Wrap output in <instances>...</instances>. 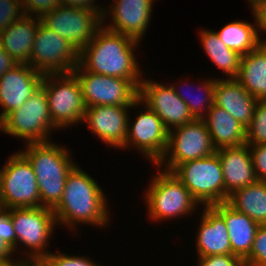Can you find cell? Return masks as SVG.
<instances>
[{
    "instance_id": "6da1fadb",
    "label": "cell",
    "mask_w": 266,
    "mask_h": 266,
    "mask_svg": "<svg viewBox=\"0 0 266 266\" xmlns=\"http://www.w3.org/2000/svg\"><path fill=\"white\" fill-rule=\"evenodd\" d=\"M139 43L102 25L79 52V65L95 74L128 79L138 89L143 70L134 52Z\"/></svg>"
},
{
    "instance_id": "7a4b0ae2",
    "label": "cell",
    "mask_w": 266,
    "mask_h": 266,
    "mask_svg": "<svg viewBox=\"0 0 266 266\" xmlns=\"http://www.w3.org/2000/svg\"><path fill=\"white\" fill-rule=\"evenodd\" d=\"M105 195L98 182L76 164L67 175L61 201L53 210L57 225L75 229L76 233L78 224L109 226L111 214Z\"/></svg>"
},
{
    "instance_id": "3957f363",
    "label": "cell",
    "mask_w": 266,
    "mask_h": 266,
    "mask_svg": "<svg viewBox=\"0 0 266 266\" xmlns=\"http://www.w3.org/2000/svg\"><path fill=\"white\" fill-rule=\"evenodd\" d=\"M20 152L31 163L40 193V207L54 210L61 201L67 175L77 164L70 150L51 141L28 143Z\"/></svg>"
},
{
    "instance_id": "277c9868",
    "label": "cell",
    "mask_w": 266,
    "mask_h": 266,
    "mask_svg": "<svg viewBox=\"0 0 266 266\" xmlns=\"http://www.w3.org/2000/svg\"><path fill=\"white\" fill-rule=\"evenodd\" d=\"M156 168H158L157 173L144 191L148 218L152 222H160L195 213V209H199L201 205L189 190L172 172L157 166Z\"/></svg>"
},
{
    "instance_id": "5b68a950",
    "label": "cell",
    "mask_w": 266,
    "mask_h": 266,
    "mask_svg": "<svg viewBox=\"0 0 266 266\" xmlns=\"http://www.w3.org/2000/svg\"><path fill=\"white\" fill-rule=\"evenodd\" d=\"M41 87L47 95L52 123L57 129L82 122L86 106L82 87L73 72L44 74Z\"/></svg>"
},
{
    "instance_id": "8992f818",
    "label": "cell",
    "mask_w": 266,
    "mask_h": 266,
    "mask_svg": "<svg viewBox=\"0 0 266 266\" xmlns=\"http://www.w3.org/2000/svg\"><path fill=\"white\" fill-rule=\"evenodd\" d=\"M53 129L57 128L52 123L47 95L42 87L20 108L0 120V131L23 139L24 144L51 141Z\"/></svg>"
},
{
    "instance_id": "52a82bcc",
    "label": "cell",
    "mask_w": 266,
    "mask_h": 266,
    "mask_svg": "<svg viewBox=\"0 0 266 266\" xmlns=\"http://www.w3.org/2000/svg\"><path fill=\"white\" fill-rule=\"evenodd\" d=\"M172 173L201 206L226 202L222 165L216 153L181 163Z\"/></svg>"
},
{
    "instance_id": "ba28073f",
    "label": "cell",
    "mask_w": 266,
    "mask_h": 266,
    "mask_svg": "<svg viewBox=\"0 0 266 266\" xmlns=\"http://www.w3.org/2000/svg\"><path fill=\"white\" fill-rule=\"evenodd\" d=\"M11 218L16 233V253L19 245L27 248L21 260L45 259L51 253L47 244H50L49 239L57 225L53 210L45 207L13 208Z\"/></svg>"
},
{
    "instance_id": "9c48e42d",
    "label": "cell",
    "mask_w": 266,
    "mask_h": 266,
    "mask_svg": "<svg viewBox=\"0 0 266 266\" xmlns=\"http://www.w3.org/2000/svg\"><path fill=\"white\" fill-rule=\"evenodd\" d=\"M214 153L216 148L205 121L194 119L169 130L167 149L155 166L172 172L181 163L209 157Z\"/></svg>"
},
{
    "instance_id": "30bf717a",
    "label": "cell",
    "mask_w": 266,
    "mask_h": 266,
    "mask_svg": "<svg viewBox=\"0 0 266 266\" xmlns=\"http://www.w3.org/2000/svg\"><path fill=\"white\" fill-rule=\"evenodd\" d=\"M0 206L10 209L40 207L37 177L20 151L11 155L0 169Z\"/></svg>"
},
{
    "instance_id": "8fae6325",
    "label": "cell",
    "mask_w": 266,
    "mask_h": 266,
    "mask_svg": "<svg viewBox=\"0 0 266 266\" xmlns=\"http://www.w3.org/2000/svg\"><path fill=\"white\" fill-rule=\"evenodd\" d=\"M41 23L69 41L80 52L103 25L99 11L58 5L43 13Z\"/></svg>"
},
{
    "instance_id": "7c38bea8",
    "label": "cell",
    "mask_w": 266,
    "mask_h": 266,
    "mask_svg": "<svg viewBox=\"0 0 266 266\" xmlns=\"http://www.w3.org/2000/svg\"><path fill=\"white\" fill-rule=\"evenodd\" d=\"M27 64L42 74L71 73L79 64V51L40 23Z\"/></svg>"
},
{
    "instance_id": "4fadbf2b",
    "label": "cell",
    "mask_w": 266,
    "mask_h": 266,
    "mask_svg": "<svg viewBox=\"0 0 266 266\" xmlns=\"http://www.w3.org/2000/svg\"><path fill=\"white\" fill-rule=\"evenodd\" d=\"M72 72L82 87L86 108L97 105L131 106L138 99V89L128 79L85 71L79 64Z\"/></svg>"
},
{
    "instance_id": "5bb4252c",
    "label": "cell",
    "mask_w": 266,
    "mask_h": 266,
    "mask_svg": "<svg viewBox=\"0 0 266 266\" xmlns=\"http://www.w3.org/2000/svg\"><path fill=\"white\" fill-rule=\"evenodd\" d=\"M143 111L135 114L134 122L128 118V134L125 145L121 148L134 147L139 153L156 165L164 156L168 145L169 130L158 115L146 105Z\"/></svg>"
},
{
    "instance_id": "9a60e30c",
    "label": "cell",
    "mask_w": 266,
    "mask_h": 266,
    "mask_svg": "<svg viewBox=\"0 0 266 266\" xmlns=\"http://www.w3.org/2000/svg\"><path fill=\"white\" fill-rule=\"evenodd\" d=\"M149 79L144 75L138 88V99L158 115L168 130L194 120L171 84L165 85Z\"/></svg>"
},
{
    "instance_id": "2e32d148",
    "label": "cell",
    "mask_w": 266,
    "mask_h": 266,
    "mask_svg": "<svg viewBox=\"0 0 266 266\" xmlns=\"http://www.w3.org/2000/svg\"><path fill=\"white\" fill-rule=\"evenodd\" d=\"M137 99L131 106L97 105L86 108L82 124L86 123L91 132L109 147L122 148L128 134L129 110L139 108ZM139 106V107H137Z\"/></svg>"
},
{
    "instance_id": "e0dca14e",
    "label": "cell",
    "mask_w": 266,
    "mask_h": 266,
    "mask_svg": "<svg viewBox=\"0 0 266 266\" xmlns=\"http://www.w3.org/2000/svg\"><path fill=\"white\" fill-rule=\"evenodd\" d=\"M156 0H113L112 6L102 15V24L108 30L128 36L141 42L149 28L152 5ZM107 9V10H106ZM109 11V12H108ZM109 13V14H108ZM111 17V24L105 19Z\"/></svg>"
},
{
    "instance_id": "ac0fdd59",
    "label": "cell",
    "mask_w": 266,
    "mask_h": 266,
    "mask_svg": "<svg viewBox=\"0 0 266 266\" xmlns=\"http://www.w3.org/2000/svg\"><path fill=\"white\" fill-rule=\"evenodd\" d=\"M44 74L19 63L0 77V120L20 108L40 87Z\"/></svg>"
},
{
    "instance_id": "d6986e66",
    "label": "cell",
    "mask_w": 266,
    "mask_h": 266,
    "mask_svg": "<svg viewBox=\"0 0 266 266\" xmlns=\"http://www.w3.org/2000/svg\"><path fill=\"white\" fill-rule=\"evenodd\" d=\"M224 176L226 202L236 190L257 181L249 145L224 147L216 150Z\"/></svg>"
},
{
    "instance_id": "ffe728a7",
    "label": "cell",
    "mask_w": 266,
    "mask_h": 266,
    "mask_svg": "<svg viewBox=\"0 0 266 266\" xmlns=\"http://www.w3.org/2000/svg\"><path fill=\"white\" fill-rule=\"evenodd\" d=\"M202 207L204 208L195 240L197 256L231 254L229 234L224 218L212 206Z\"/></svg>"
},
{
    "instance_id": "44dd1931",
    "label": "cell",
    "mask_w": 266,
    "mask_h": 266,
    "mask_svg": "<svg viewBox=\"0 0 266 266\" xmlns=\"http://www.w3.org/2000/svg\"><path fill=\"white\" fill-rule=\"evenodd\" d=\"M257 102L236 79H216L214 104L227 111L245 128L251 123Z\"/></svg>"
},
{
    "instance_id": "7402d4cb",
    "label": "cell",
    "mask_w": 266,
    "mask_h": 266,
    "mask_svg": "<svg viewBox=\"0 0 266 266\" xmlns=\"http://www.w3.org/2000/svg\"><path fill=\"white\" fill-rule=\"evenodd\" d=\"M212 207L224 218L229 234L231 254L244 260L250 254L256 231L260 225L246 214L236 211L227 202L217 203Z\"/></svg>"
},
{
    "instance_id": "603a6c76",
    "label": "cell",
    "mask_w": 266,
    "mask_h": 266,
    "mask_svg": "<svg viewBox=\"0 0 266 266\" xmlns=\"http://www.w3.org/2000/svg\"><path fill=\"white\" fill-rule=\"evenodd\" d=\"M40 17L24 15L0 33V46L19 63H28Z\"/></svg>"
},
{
    "instance_id": "cb8c5ba5",
    "label": "cell",
    "mask_w": 266,
    "mask_h": 266,
    "mask_svg": "<svg viewBox=\"0 0 266 266\" xmlns=\"http://www.w3.org/2000/svg\"><path fill=\"white\" fill-rule=\"evenodd\" d=\"M203 120L216 150L246 144V128L223 108L213 104Z\"/></svg>"
},
{
    "instance_id": "d4e9b609",
    "label": "cell",
    "mask_w": 266,
    "mask_h": 266,
    "mask_svg": "<svg viewBox=\"0 0 266 266\" xmlns=\"http://www.w3.org/2000/svg\"><path fill=\"white\" fill-rule=\"evenodd\" d=\"M236 80L257 100H266V43L241 57Z\"/></svg>"
},
{
    "instance_id": "484cf974",
    "label": "cell",
    "mask_w": 266,
    "mask_h": 266,
    "mask_svg": "<svg viewBox=\"0 0 266 266\" xmlns=\"http://www.w3.org/2000/svg\"><path fill=\"white\" fill-rule=\"evenodd\" d=\"M198 33L204 52L210 61L227 75V79H236L242 56L228 48L214 30L201 29Z\"/></svg>"
},
{
    "instance_id": "4316f807",
    "label": "cell",
    "mask_w": 266,
    "mask_h": 266,
    "mask_svg": "<svg viewBox=\"0 0 266 266\" xmlns=\"http://www.w3.org/2000/svg\"><path fill=\"white\" fill-rule=\"evenodd\" d=\"M227 203L259 225H266V182L256 181L236 190Z\"/></svg>"
},
{
    "instance_id": "83f0119b",
    "label": "cell",
    "mask_w": 266,
    "mask_h": 266,
    "mask_svg": "<svg viewBox=\"0 0 266 266\" xmlns=\"http://www.w3.org/2000/svg\"><path fill=\"white\" fill-rule=\"evenodd\" d=\"M251 11L254 16L253 19L256 21L254 24L244 20H236L228 24L226 23L219 31L215 30L221 41L241 56L256 49L262 43V37L258 34L259 29L256 16L253 10Z\"/></svg>"
},
{
    "instance_id": "f1b7e54d",
    "label": "cell",
    "mask_w": 266,
    "mask_h": 266,
    "mask_svg": "<svg viewBox=\"0 0 266 266\" xmlns=\"http://www.w3.org/2000/svg\"><path fill=\"white\" fill-rule=\"evenodd\" d=\"M183 82H181L182 83L181 86L184 85L188 86L187 88H189L190 85L187 82V80ZM215 82H216V77L214 79H205L204 81H202L201 84H199L198 88L196 87L197 89L201 90L200 92L203 95V96L201 95L202 97H200V95L199 96L196 95L193 97L190 94L186 96L184 95L186 93L183 92L182 89L181 90L179 89L181 88V86L179 88H176V85L174 84H172L171 86L173 90L176 92L177 96L187 105L188 110L190 114L193 116V118L203 119L214 104Z\"/></svg>"
},
{
    "instance_id": "f546056e",
    "label": "cell",
    "mask_w": 266,
    "mask_h": 266,
    "mask_svg": "<svg viewBox=\"0 0 266 266\" xmlns=\"http://www.w3.org/2000/svg\"><path fill=\"white\" fill-rule=\"evenodd\" d=\"M266 143V100H258L251 123L246 128V144Z\"/></svg>"
},
{
    "instance_id": "4dcf8cb0",
    "label": "cell",
    "mask_w": 266,
    "mask_h": 266,
    "mask_svg": "<svg viewBox=\"0 0 266 266\" xmlns=\"http://www.w3.org/2000/svg\"><path fill=\"white\" fill-rule=\"evenodd\" d=\"M243 262L244 266H266V225L258 227L250 254Z\"/></svg>"
},
{
    "instance_id": "1f68e13d",
    "label": "cell",
    "mask_w": 266,
    "mask_h": 266,
    "mask_svg": "<svg viewBox=\"0 0 266 266\" xmlns=\"http://www.w3.org/2000/svg\"><path fill=\"white\" fill-rule=\"evenodd\" d=\"M24 15L21 0H0V33Z\"/></svg>"
},
{
    "instance_id": "d6a6232c",
    "label": "cell",
    "mask_w": 266,
    "mask_h": 266,
    "mask_svg": "<svg viewBox=\"0 0 266 266\" xmlns=\"http://www.w3.org/2000/svg\"><path fill=\"white\" fill-rule=\"evenodd\" d=\"M44 260L49 266H100V264H96L89 257L68 255L60 251L51 252Z\"/></svg>"
},
{
    "instance_id": "836d02e7",
    "label": "cell",
    "mask_w": 266,
    "mask_h": 266,
    "mask_svg": "<svg viewBox=\"0 0 266 266\" xmlns=\"http://www.w3.org/2000/svg\"><path fill=\"white\" fill-rule=\"evenodd\" d=\"M0 240L8 243L16 253V233L11 218V209L2 206H0Z\"/></svg>"
},
{
    "instance_id": "e575fe53",
    "label": "cell",
    "mask_w": 266,
    "mask_h": 266,
    "mask_svg": "<svg viewBox=\"0 0 266 266\" xmlns=\"http://www.w3.org/2000/svg\"><path fill=\"white\" fill-rule=\"evenodd\" d=\"M257 181L266 182V143L249 145Z\"/></svg>"
},
{
    "instance_id": "d590c367",
    "label": "cell",
    "mask_w": 266,
    "mask_h": 266,
    "mask_svg": "<svg viewBox=\"0 0 266 266\" xmlns=\"http://www.w3.org/2000/svg\"><path fill=\"white\" fill-rule=\"evenodd\" d=\"M197 259L196 266H244L243 260L234 254L209 255Z\"/></svg>"
},
{
    "instance_id": "8d00e7d4",
    "label": "cell",
    "mask_w": 266,
    "mask_h": 266,
    "mask_svg": "<svg viewBox=\"0 0 266 266\" xmlns=\"http://www.w3.org/2000/svg\"><path fill=\"white\" fill-rule=\"evenodd\" d=\"M25 15L41 16L59 5V0H21Z\"/></svg>"
},
{
    "instance_id": "74e56055",
    "label": "cell",
    "mask_w": 266,
    "mask_h": 266,
    "mask_svg": "<svg viewBox=\"0 0 266 266\" xmlns=\"http://www.w3.org/2000/svg\"><path fill=\"white\" fill-rule=\"evenodd\" d=\"M96 0H59V5L69 6V7H78L84 9H91L94 11H99L102 15L105 8H100V5H95Z\"/></svg>"
},
{
    "instance_id": "f35d334b",
    "label": "cell",
    "mask_w": 266,
    "mask_h": 266,
    "mask_svg": "<svg viewBox=\"0 0 266 266\" xmlns=\"http://www.w3.org/2000/svg\"><path fill=\"white\" fill-rule=\"evenodd\" d=\"M253 12L256 16L259 32L266 33V0H262L257 6L253 9ZM263 43H266V39H261Z\"/></svg>"
},
{
    "instance_id": "ab89813d",
    "label": "cell",
    "mask_w": 266,
    "mask_h": 266,
    "mask_svg": "<svg viewBox=\"0 0 266 266\" xmlns=\"http://www.w3.org/2000/svg\"><path fill=\"white\" fill-rule=\"evenodd\" d=\"M18 64L19 62L0 46V77Z\"/></svg>"
},
{
    "instance_id": "60d3db41",
    "label": "cell",
    "mask_w": 266,
    "mask_h": 266,
    "mask_svg": "<svg viewBox=\"0 0 266 266\" xmlns=\"http://www.w3.org/2000/svg\"><path fill=\"white\" fill-rule=\"evenodd\" d=\"M13 254H15L14 249L4 240H0V261H19L20 258L14 259Z\"/></svg>"
},
{
    "instance_id": "b9f144b4",
    "label": "cell",
    "mask_w": 266,
    "mask_h": 266,
    "mask_svg": "<svg viewBox=\"0 0 266 266\" xmlns=\"http://www.w3.org/2000/svg\"><path fill=\"white\" fill-rule=\"evenodd\" d=\"M17 266H49V264L44 259H37V260L20 259Z\"/></svg>"
},
{
    "instance_id": "7bdbcfd3",
    "label": "cell",
    "mask_w": 266,
    "mask_h": 266,
    "mask_svg": "<svg viewBox=\"0 0 266 266\" xmlns=\"http://www.w3.org/2000/svg\"><path fill=\"white\" fill-rule=\"evenodd\" d=\"M19 261H0V266H17Z\"/></svg>"
},
{
    "instance_id": "ee69618b",
    "label": "cell",
    "mask_w": 266,
    "mask_h": 266,
    "mask_svg": "<svg viewBox=\"0 0 266 266\" xmlns=\"http://www.w3.org/2000/svg\"><path fill=\"white\" fill-rule=\"evenodd\" d=\"M249 3L250 9L252 10L255 6H257L262 0H247Z\"/></svg>"
}]
</instances>
